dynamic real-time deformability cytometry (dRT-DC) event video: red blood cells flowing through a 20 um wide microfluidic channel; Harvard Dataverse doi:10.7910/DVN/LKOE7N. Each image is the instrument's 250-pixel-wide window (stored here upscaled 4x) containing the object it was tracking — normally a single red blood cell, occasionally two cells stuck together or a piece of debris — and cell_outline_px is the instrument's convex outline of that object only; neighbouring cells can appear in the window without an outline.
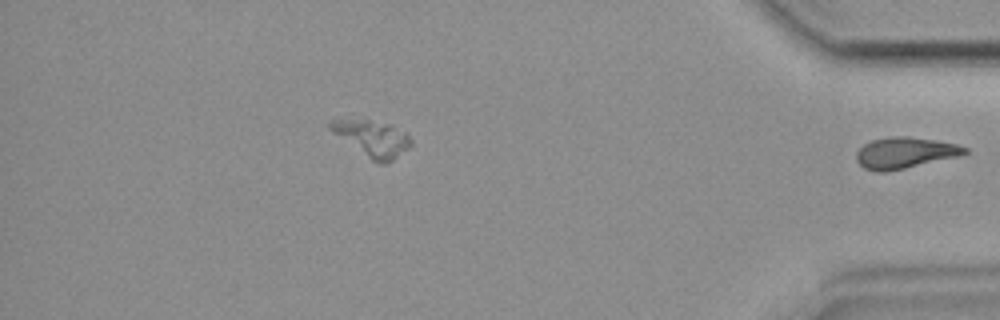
{"species": "common noctule bat (a hibernating species)", "species_latin": "Nyctalus noctula", "temperature_condition": "room temperature", "stored_images_in_passage": 28, "segment_of_instrument_passage": [2, 2], "camera_frame_rate_fps": 3000, "um_per_image_px": 0.085, "animal": {"sex": "female", "body_mass_g": 19.9}, "frame": {"image": 1, "passage_image": 28, "time_ms": 9.0, "image_size_px": [1000, 320], "cell_outline_px": [[968, 152], [900, 168], [864, 168], [860, 164], [856, 156], [860, 148], [864, 144], [872, 140], [928, 140], [952, 144], [968, 148]], "centroid_in_image_um": [76.87, 12.99], "position_along_channel_um": 358.3, "area_um2": 16.76}}